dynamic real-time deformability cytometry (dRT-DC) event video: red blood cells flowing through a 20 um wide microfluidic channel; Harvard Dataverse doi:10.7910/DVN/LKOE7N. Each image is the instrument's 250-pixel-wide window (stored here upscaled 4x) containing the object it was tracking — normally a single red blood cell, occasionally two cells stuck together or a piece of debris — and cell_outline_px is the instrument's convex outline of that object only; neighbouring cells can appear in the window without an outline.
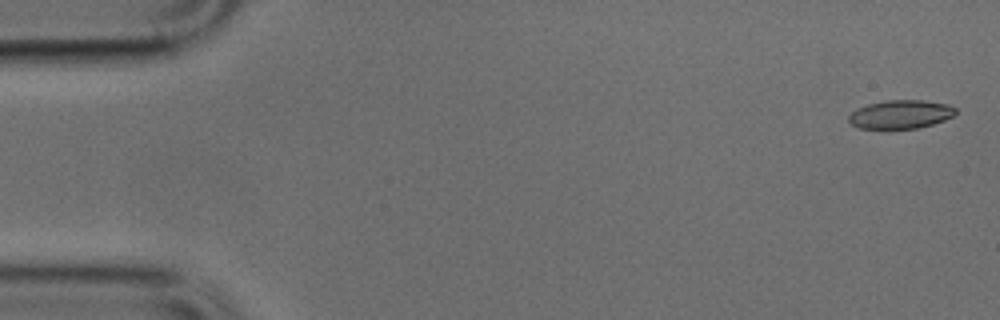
{"species": "common noctule bat (a hibernating species)", "species_latin": "Nyctalus noctula", "temperature_condition": "cold", "stored_images_in_passage": 50, "camera_frame_rate_fps": 3000, "um_per_image_px": 0.085, "animal": {"sex": "male", "body_mass_g": 17.9, "forearm_length_mm": 54.2}, "frame": {"image": 1, "passage_image": 2, "time_ms": 0.333, "image_size_px": [1000, 320], "cell_outline_px": [[956, 112], [952, 116], [944, 120], [932, 124], [916, 128], [860, 128], [852, 124], [848, 120], [848, 116], [856, 108], [868, 104], [888, 100], [924, 100], [948, 104], [956, 108]], "centroid_in_image_um": [76.55, 9.7], "position_along_channel_um": 8.4, "area_um2": 17.63}}
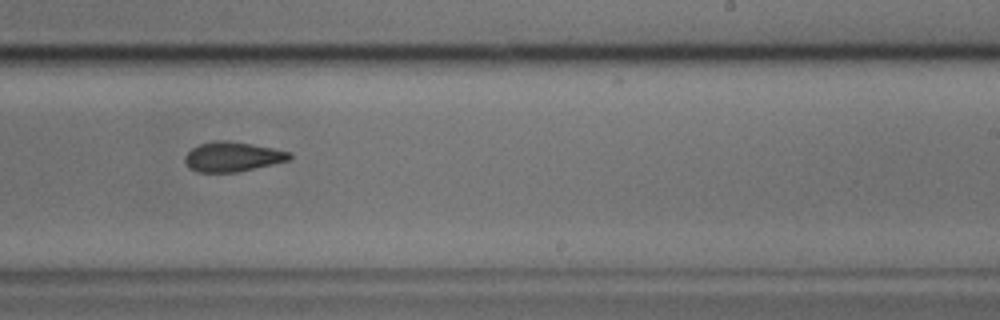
{"frame": {"image": 2, "passage_image": 31, "time_ms": 10.0, "image_size_px": [1000, 320], "cell_outline_px": [[292, 156], [288, 160], [272, 164], [236, 172], [196, 172], [188, 168], [184, 160], [184, 156], [192, 148], [200, 144], [216, 140], [228, 140], [252, 144], [292, 152]], "centroid_in_image_um": [19.73, 13.32], "position_along_channel_um": 269.3, "area_um2": 18.09}}
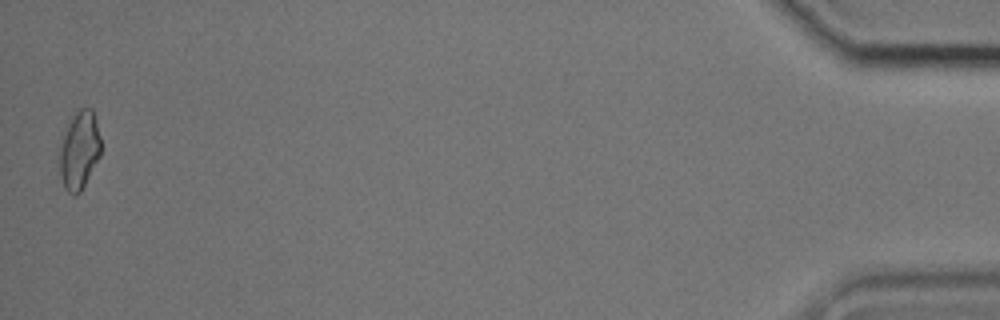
{"frame": {"image": 3, "passage_image": 50, "time_ms": 16.333, "image_size_px": [1000, 320], "cell_outline_px": [[100, 156], [80, 192], [76, 196], [72, 196], [64, 188], [60, 172], [60, 148], [68, 124], [72, 116], [80, 108], [92, 108], [96, 120], [100, 136]], "centroid_in_image_um": [6.75, 12.79], "position_along_channel_um": 428.4, "area_um2": 18.55}}